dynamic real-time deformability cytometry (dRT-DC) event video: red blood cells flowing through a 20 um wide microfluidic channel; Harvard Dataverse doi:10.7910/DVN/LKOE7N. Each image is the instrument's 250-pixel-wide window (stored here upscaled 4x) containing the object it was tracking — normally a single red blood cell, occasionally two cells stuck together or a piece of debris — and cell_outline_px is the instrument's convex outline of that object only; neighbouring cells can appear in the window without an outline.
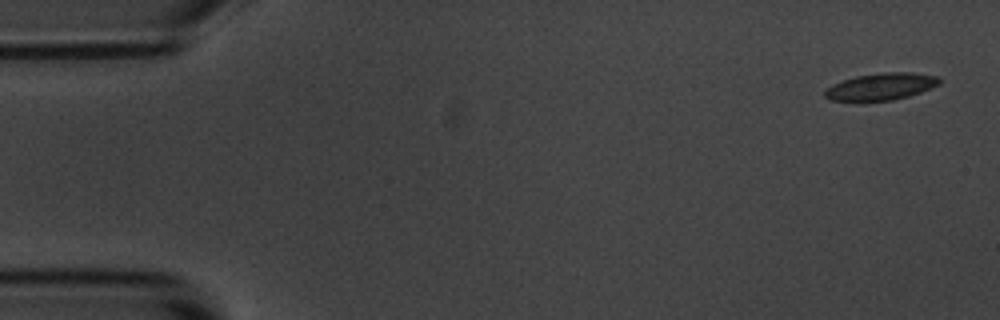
{"species": "common noctule bat (a hibernating species)", "species_latin": "Nyctalus noctula", "temperature_condition": "room temperature", "stored_images_in_passage": 5, "camera_frame_rate_fps": 3000, "um_per_image_px": 0.085, "animal": {"sex": "male", "body_mass_g": 20.1, "forearm_length_mm": 53.5}, "frame": {"image": 1, "passage_image": 1, "time_ms": 0.0, "image_size_px": [1000, 320], "cell_outline_px": [[940, 84], [920, 92], [908, 96], [892, 100], [828, 100], [824, 96], [824, 92], [832, 84], [856, 76], [884, 72], [912, 72], [936, 76], [940, 80]], "centroid_in_image_um": [74.89, 7.35], "position_along_channel_um": 10.1, "area_um2": 17.69}}